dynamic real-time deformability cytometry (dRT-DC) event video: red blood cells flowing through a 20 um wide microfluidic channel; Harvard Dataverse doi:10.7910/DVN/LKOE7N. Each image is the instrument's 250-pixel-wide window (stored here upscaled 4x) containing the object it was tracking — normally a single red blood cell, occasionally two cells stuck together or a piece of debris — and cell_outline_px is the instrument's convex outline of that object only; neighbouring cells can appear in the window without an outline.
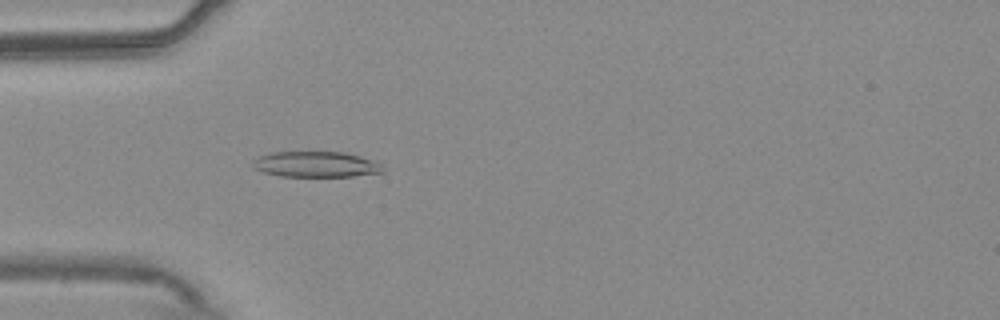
{"species": "common noctule bat (a hibernating species)", "species_latin": "Nyctalus noctula", "temperature_condition": "warm", "stored_images_in_passage": 54, "camera_frame_rate_fps": 3000, "um_per_image_px": 0.085, "animal": {"sex": "male", "body_mass_g": 20.4}, "frame": {"image": 1, "passage_image": 16, "time_ms": 5.0, "image_size_px": [1000, 320], "cell_outline_px": [[384, 172], [352, 176], [280, 176], [264, 172], [252, 168], [252, 160], [256, 156], [272, 152], [348, 152], [372, 160], [380, 164], [384, 168]], "centroid_in_image_um": [26.81, 13.96], "position_along_channel_um": 58.2, "area_um2": 19.59}}
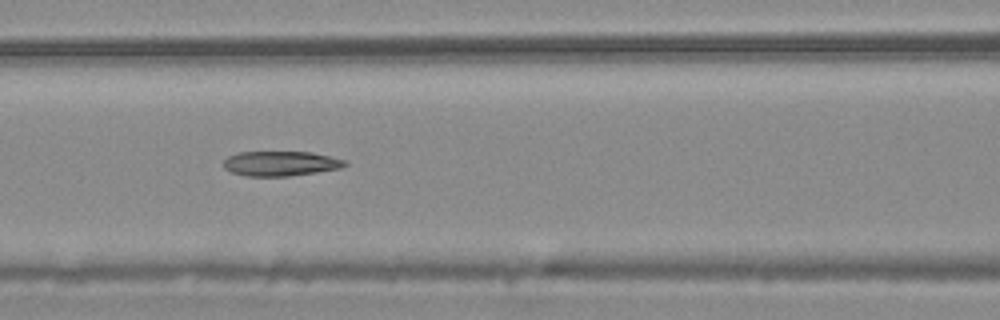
{"frame": {"image": 2, "passage_image": 23, "time_ms": 7.333, "image_size_px": [1000, 320], "cell_outline_px": [[348, 164], [340, 168], [316, 172], [288, 176], [244, 176], [232, 172], [224, 168], [224, 160], [228, 156], [240, 152], [312, 152], [348, 160]], "centroid_in_image_um": [23.87, 13.89], "position_along_channel_um": 142.7, "area_um2": 17.57}}
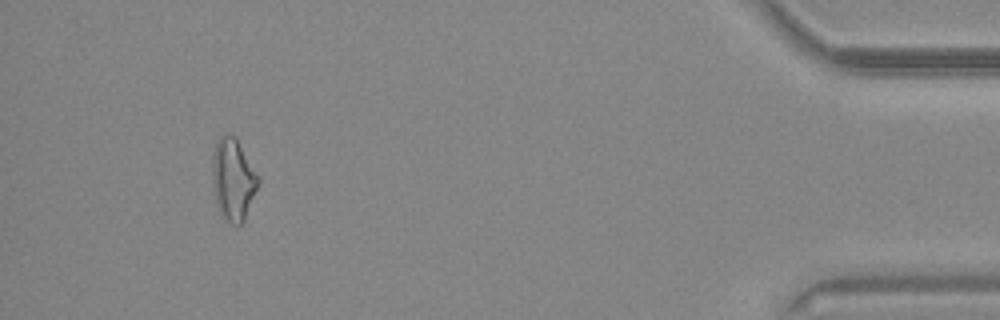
{"frame": {"image": 3, "passage_image": 50, "time_ms": 16.333, "image_size_px": [1000, 320], "cell_outline_px": [[260, 184], [244, 220], [240, 224], [232, 224], [220, 212], [216, 200], [212, 184], [212, 156], [216, 144], [220, 136], [236, 136], [260, 180]], "centroid_in_image_um": [19.82, 15.25], "position_along_channel_um": 415.4, "area_um2": 21.62}, "authors_computed_cell_mechanics": {"area_um2": 19.074, "velocity_mm_per_s": 3.764, "shape_relaxation_time_tau1_ms": null, "shape_relaxation_time_tau2_ms": 9.6699, "deformation_change_tau1": null, "deformation_change_tau2": 0.2636}}